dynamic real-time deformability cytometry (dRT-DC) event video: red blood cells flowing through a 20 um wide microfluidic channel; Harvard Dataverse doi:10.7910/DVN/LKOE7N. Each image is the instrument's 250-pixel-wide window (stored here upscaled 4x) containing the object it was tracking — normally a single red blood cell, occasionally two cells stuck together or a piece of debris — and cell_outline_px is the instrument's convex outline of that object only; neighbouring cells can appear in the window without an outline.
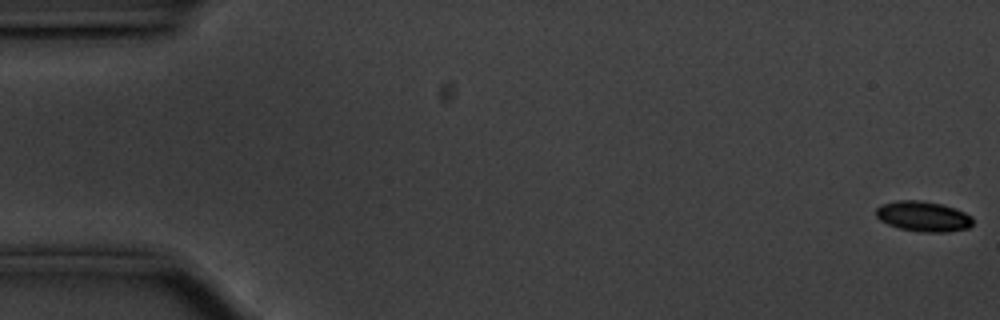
{"species": "common noctule bat (a hibernating species)", "species_latin": "Nyctalus noctula", "temperature_condition": "cold", "stored_images_in_passage": 8, "camera_frame_rate_fps": 3000, "um_per_image_px": 0.085, "animal": {"sex": "male", "body_mass_g": 20.1, "forearm_length_mm": 53.5}, "frame": {"image": 1, "passage_image": 1, "time_ms": 0.0, "image_size_px": [1000, 320], "cell_outline_px": [[972, 224], [968, 228], [948, 232], [920, 232], [900, 228], [888, 224], [880, 220], [876, 216], [876, 208], [880, 204], [896, 200], [920, 200], [940, 204], [956, 208], [972, 216]], "centroid_in_image_um": [78.46, 18.38], "position_along_channel_um": 6.5, "area_um2": 17.17}}